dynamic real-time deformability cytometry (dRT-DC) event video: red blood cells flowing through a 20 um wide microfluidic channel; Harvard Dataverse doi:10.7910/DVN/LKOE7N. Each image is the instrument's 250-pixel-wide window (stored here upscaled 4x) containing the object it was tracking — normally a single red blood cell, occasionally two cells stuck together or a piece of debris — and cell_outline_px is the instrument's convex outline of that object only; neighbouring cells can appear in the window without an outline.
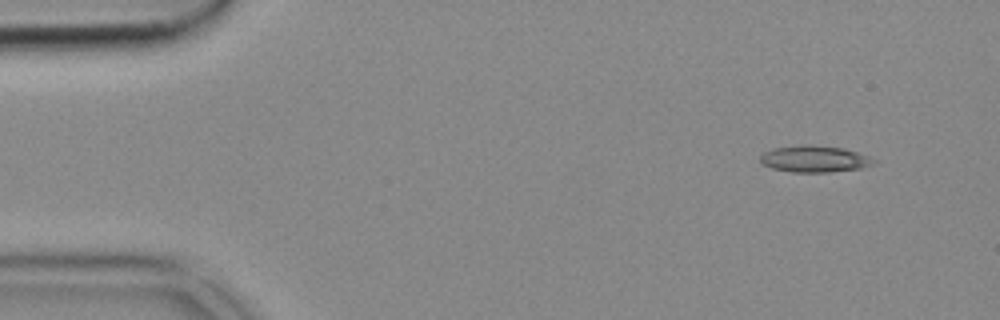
{"species": "common noctule bat (a hibernating species)", "species_latin": "Nyctalus noctula", "temperature_condition": "cold", "stored_images_in_passage": 49, "camera_frame_rate_fps": 3000, "um_per_image_px": 0.085, "animal": {"sex": "female", "body_mass_g": 18.4}, "frame": {"image": 1, "passage_image": 1, "time_ms": 0.0, "image_size_px": [1000, 320], "cell_outline_px": [[876, 160], [872, 164], [860, 168], [828, 172], [792, 172], [772, 168], [764, 164], [760, 160], [760, 156], [764, 152], [772, 148], [804, 144], [808, 144], [844, 148], [868, 156]], "centroid_in_image_um": [69.2, 13.5], "position_along_channel_um": 15.8, "area_um2": 17.46}}
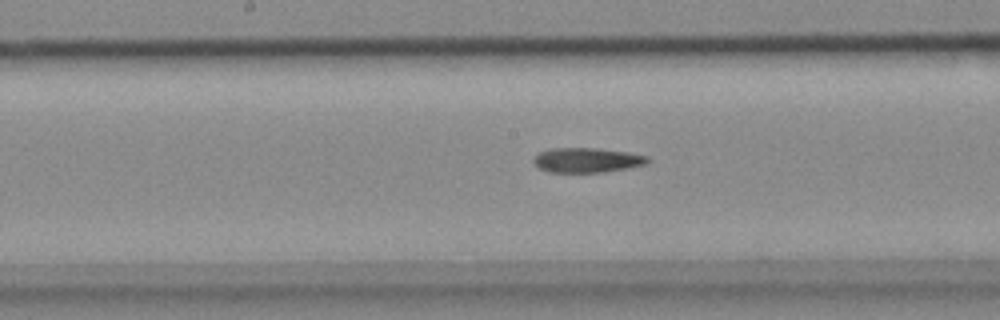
{"frame": {"image": 2, "passage_image": 23, "time_ms": 7.333, "image_size_px": [1000, 320], "cell_outline_px": [[652, 160], [648, 164], [600, 172], [548, 172], [540, 168], [532, 160], [540, 152], [548, 148], [596, 148], [628, 152], [648, 156]], "centroid_in_image_um": [49.92, 13.6], "position_along_channel_um": 198.3, "area_um2": 16.36}}
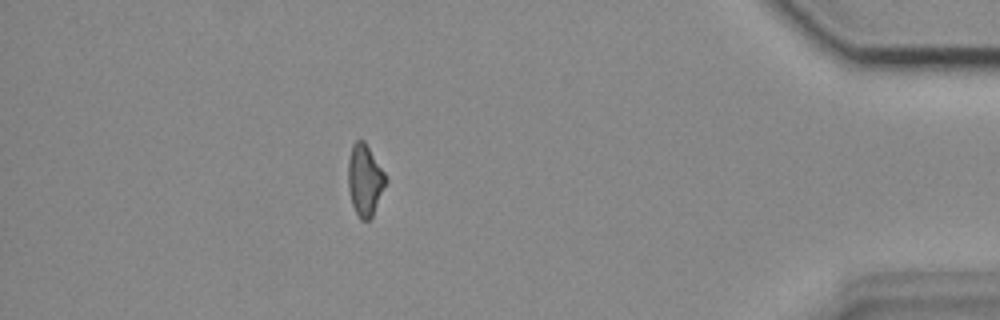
{"frame": {"image": 3, "passage_image": 43, "time_ms": 14.0, "image_size_px": [1000, 320], "cell_outline_px": [[388, 180], [372, 216], [368, 220], [360, 220], [352, 204], [348, 188], [348, 160], [352, 144], [356, 140], [364, 140], [384, 172]], "centroid_in_image_um": [31.0, 15.3], "position_along_channel_um": 404.2, "area_um2": 15.61}}